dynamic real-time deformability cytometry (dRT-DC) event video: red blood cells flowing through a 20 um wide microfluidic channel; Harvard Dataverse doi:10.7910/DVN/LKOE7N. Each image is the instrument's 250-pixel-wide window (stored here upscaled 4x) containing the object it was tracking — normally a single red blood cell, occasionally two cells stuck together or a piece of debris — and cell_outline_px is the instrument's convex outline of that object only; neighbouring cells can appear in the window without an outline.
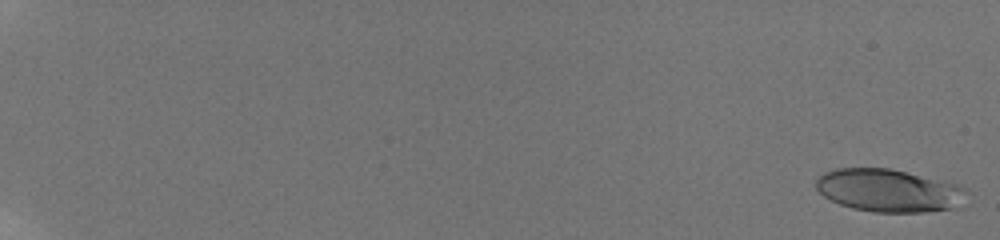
{"species": "human", "species_latin": "Homo sapiens", "temperature_condition": "room temperature", "stored_images_in_passage": 54, "camera_frame_rate_fps": 3000, "um_per_image_px": 0.085, "donor": {"sex": "male"}, "frame": {"image": 1, "passage_image": 1, "time_ms": 0.0, "image_size_px": [1000, 240], "cell_outline_px": [[968, 192], [952, 208], [924, 212], [872, 212], [852, 208], [840, 204], [824, 196], [816, 188], [816, 176], [824, 172], [836, 168], [888, 168], [956, 184], [968, 188]], "centroid_in_image_um": [75.47, 16.18], "position_along_channel_um": 9.5, "area_um2": 37.17}}
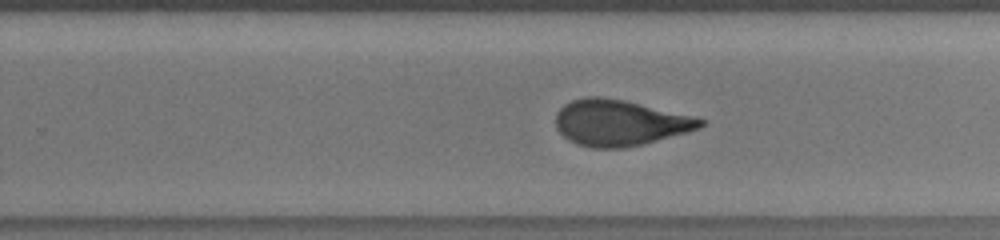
{"frame": {"image": 2, "passage_image": 41, "time_ms": 13.333, "image_size_px": [1000, 240], "cell_outline_px": [[708, 120], [700, 128], [688, 132], [644, 144], [624, 148], [592, 148], [576, 144], [568, 140], [556, 128], [556, 112], [564, 104], [572, 100], [584, 96], [600, 96], [624, 100], [696, 116]], "centroid_in_image_um": [52.69, 10.43], "position_along_channel_um": 277.1, "area_um2": 39.19}}
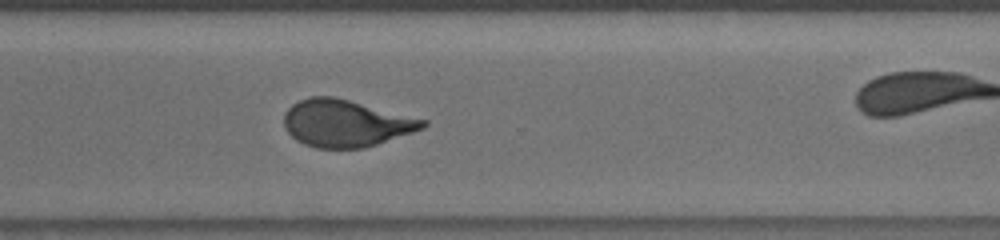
{"frame": {"image": 3, "passage_image": 46, "time_ms": 15.0, "image_size_px": [1000, 240], "cell_outline_px": [[428, 124], [424, 128], [364, 148], [316, 148], [304, 144], [296, 140], [284, 128], [284, 112], [292, 104], [308, 96], [332, 96], [428, 120]], "centroid_in_image_um": [29.36, 10.47], "position_along_channel_um": 341.2, "area_um2": 37.92}}